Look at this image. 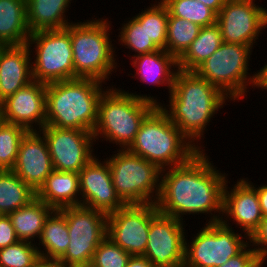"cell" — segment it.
<instances>
[{
  "label": "cell",
  "instance_id": "9",
  "mask_svg": "<svg viewBox=\"0 0 267 267\" xmlns=\"http://www.w3.org/2000/svg\"><path fill=\"white\" fill-rule=\"evenodd\" d=\"M27 45L33 55L34 81L48 84L74 79L71 24L63 29L33 32Z\"/></svg>",
  "mask_w": 267,
  "mask_h": 267
},
{
  "label": "cell",
  "instance_id": "24",
  "mask_svg": "<svg viewBox=\"0 0 267 267\" xmlns=\"http://www.w3.org/2000/svg\"><path fill=\"white\" fill-rule=\"evenodd\" d=\"M30 35L26 0H0V40L7 46L24 45Z\"/></svg>",
  "mask_w": 267,
  "mask_h": 267
},
{
  "label": "cell",
  "instance_id": "18",
  "mask_svg": "<svg viewBox=\"0 0 267 267\" xmlns=\"http://www.w3.org/2000/svg\"><path fill=\"white\" fill-rule=\"evenodd\" d=\"M46 85L33 80L3 100L4 122L41 130L46 125Z\"/></svg>",
  "mask_w": 267,
  "mask_h": 267
},
{
  "label": "cell",
  "instance_id": "22",
  "mask_svg": "<svg viewBox=\"0 0 267 267\" xmlns=\"http://www.w3.org/2000/svg\"><path fill=\"white\" fill-rule=\"evenodd\" d=\"M36 198L53 209L81 205L79 174L54 169L36 191Z\"/></svg>",
  "mask_w": 267,
  "mask_h": 267
},
{
  "label": "cell",
  "instance_id": "34",
  "mask_svg": "<svg viewBox=\"0 0 267 267\" xmlns=\"http://www.w3.org/2000/svg\"><path fill=\"white\" fill-rule=\"evenodd\" d=\"M39 257L36 244L18 241L0 249V267H32Z\"/></svg>",
  "mask_w": 267,
  "mask_h": 267
},
{
  "label": "cell",
  "instance_id": "33",
  "mask_svg": "<svg viewBox=\"0 0 267 267\" xmlns=\"http://www.w3.org/2000/svg\"><path fill=\"white\" fill-rule=\"evenodd\" d=\"M168 17V9L162 2L152 1L146 8V32L153 43L162 50H165L166 45Z\"/></svg>",
  "mask_w": 267,
  "mask_h": 267
},
{
  "label": "cell",
  "instance_id": "36",
  "mask_svg": "<svg viewBox=\"0 0 267 267\" xmlns=\"http://www.w3.org/2000/svg\"><path fill=\"white\" fill-rule=\"evenodd\" d=\"M262 264L257 253L249 243L239 254L231 257L227 262L218 267H259Z\"/></svg>",
  "mask_w": 267,
  "mask_h": 267
},
{
  "label": "cell",
  "instance_id": "1",
  "mask_svg": "<svg viewBox=\"0 0 267 267\" xmlns=\"http://www.w3.org/2000/svg\"><path fill=\"white\" fill-rule=\"evenodd\" d=\"M206 153L200 150L186 163L162 170L156 201L159 212L181 221L199 214L208 216L207 223L221 220L229 174L217 169Z\"/></svg>",
  "mask_w": 267,
  "mask_h": 267
},
{
  "label": "cell",
  "instance_id": "43",
  "mask_svg": "<svg viewBox=\"0 0 267 267\" xmlns=\"http://www.w3.org/2000/svg\"><path fill=\"white\" fill-rule=\"evenodd\" d=\"M205 4L208 8L212 9L216 14H218L221 8L224 6L226 0H197Z\"/></svg>",
  "mask_w": 267,
  "mask_h": 267
},
{
  "label": "cell",
  "instance_id": "6",
  "mask_svg": "<svg viewBox=\"0 0 267 267\" xmlns=\"http://www.w3.org/2000/svg\"><path fill=\"white\" fill-rule=\"evenodd\" d=\"M127 150L156 164L161 170L182 165L199 151L160 106L145 117Z\"/></svg>",
  "mask_w": 267,
  "mask_h": 267
},
{
  "label": "cell",
  "instance_id": "13",
  "mask_svg": "<svg viewBox=\"0 0 267 267\" xmlns=\"http://www.w3.org/2000/svg\"><path fill=\"white\" fill-rule=\"evenodd\" d=\"M39 132L47 142L53 168L58 171L79 173L95 157L94 145H99L94 144L90 131L45 125Z\"/></svg>",
  "mask_w": 267,
  "mask_h": 267
},
{
  "label": "cell",
  "instance_id": "12",
  "mask_svg": "<svg viewBox=\"0 0 267 267\" xmlns=\"http://www.w3.org/2000/svg\"><path fill=\"white\" fill-rule=\"evenodd\" d=\"M256 0H226L217 14L222 42L252 46L267 28V9ZM262 31V32H261ZM256 44V45H255Z\"/></svg>",
  "mask_w": 267,
  "mask_h": 267
},
{
  "label": "cell",
  "instance_id": "15",
  "mask_svg": "<svg viewBox=\"0 0 267 267\" xmlns=\"http://www.w3.org/2000/svg\"><path fill=\"white\" fill-rule=\"evenodd\" d=\"M186 221L158 212L150 221L145 256L155 267H183Z\"/></svg>",
  "mask_w": 267,
  "mask_h": 267
},
{
  "label": "cell",
  "instance_id": "21",
  "mask_svg": "<svg viewBox=\"0 0 267 267\" xmlns=\"http://www.w3.org/2000/svg\"><path fill=\"white\" fill-rule=\"evenodd\" d=\"M130 65L136 71L134 75L130 73L131 77L146 85L165 86L170 94L175 75L179 70L178 60L173 55L166 50L159 49L132 57Z\"/></svg>",
  "mask_w": 267,
  "mask_h": 267
},
{
  "label": "cell",
  "instance_id": "29",
  "mask_svg": "<svg viewBox=\"0 0 267 267\" xmlns=\"http://www.w3.org/2000/svg\"><path fill=\"white\" fill-rule=\"evenodd\" d=\"M141 10L138 14L128 18L129 20L124 19L125 23L123 22L122 27L118 29L120 30L117 35L118 45L129 49V55L130 51L134 52V55L127 56L130 59L140 54L159 50L146 32V8Z\"/></svg>",
  "mask_w": 267,
  "mask_h": 267
},
{
  "label": "cell",
  "instance_id": "7",
  "mask_svg": "<svg viewBox=\"0 0 267 267\" xmlns=\"http://www.w3.org/2000/svg\"><path fill=\"white\" fill-rule=\"evenodd\" d=\"M252 52V46L222 42L194 72L220 89L233 102H239L247 99L249 89L255 90L257 72H249L252 70L249 68Z\"/></svg>",
  "mask_w": 267,
  "mask_h": 267
},
{
  "label": "cell",
  "instance_id": "5",
  "mask_svg": "<svg viewBox=\"0 0 267 267\" xmlns=\"http://www.w3.org/2000/svg\"><path fill=\"white\" fill-rule=\"evenodd\" d=\"M111 23L106 17L71 23L74 79L93 78L107 83L120 67L115 54L117 47H114L110 36L114 27Z\"/></svg>",
  "mask_w": 267,
  "mask_h": 267
},
{
  "label": "cell",
  "instance_id": "8",
  "mask_svg": "<svg viewBox=\"0 0 267 267\" xmlns=\"http://www.w3.org/2000/svg\"><path fill=\"white\" fill-rule=\"evenodd\" d=\"M106 160L112 183L120 199L126 204H156L160 193L162 170L154 163L118 149ZM111 156V157H110Z\"/></svg>",
  "mask_w": 267,
  "mask_h": 267
},
{
  "label": "cell",
  "instance_id": "25",
  "mask_svg": "<svg viewBox=\"0 0 267 267\" xmlns=\"http://www.w3.org/2000/svg\"><path fill=\"white\" fill-rule=\"evenodd\" d=\"M69 231L65 213L54 209L47 217L42 233L36 244L40 257L60 259L69 245Z\"/></svg>",
  "mask_w": 267,
  "mask_h": 267
},
{
  "label": "cell",
  "instance_id": "10",
  "mask_svg": "<svg viewBox=\"0 0 267 267\" xmlns=\"http://www.w3.org/2000/svg\"><path fill=\"white\" fill-rule=\"evenodd\" d=\"M235 231L231 224L226 226L218 221L205 222L193 233L192 240L186 234L183 267H218L239 254L250 241L246 234Z\"/></svg>",
  "mask_w": 267,
  "mask_h": 267
},
{
  "label": "cell",
  "instance_id": "41",
  "mask_svg": "<svg viewBox=\"0 0 267 267\" xmlns=\"http://www.w3.org/2000/svg\"><path fill=\"white\" fill-rule=\"evenodd\" d=\"M32 267H67L63 262L58 259H47L39 257Z\"/></svg>",
  "mask_w": 267,
  "mask_h": 267
},
{
  "label": "cell",
  "instance_id": "38",
  "mask_svg": "<svg viewBox=\"0 0 267 267\" xmlns=\"http://www.w3.org/2000/svg\"><path fill=\"white\" fill-rule=\"evenodd\" d=\"M18 241L10 217L0 215V249L16 244Z\"/></svg>",
  "mask_w": 267,
  "mask_h": 267
},
{
  "label": "cell",
  "instance_id": "4",
  "mask_svg": "<svg viewBox=\"0 0 267 267\" xmlns=\"http://www.w3.org/2000/svg\"><path fill=\"white\" fill-rule=\"evenodd\" d=\"M93 78H75L46 85V125L92 132L101 95L109 86Z\"/></svg>",
  "mask_w": 267,
  "mask_h": 267
},
{
  "label": "cell",
  "instance_id": "20",
  "mask_svg": "<svg viewBox=\"0 0 267 267\" xmlns=\"http://www.w3.org/2000/svg\"><path fill=\"white\" fill-rule=\"evenodd\" d=\"M27 44L8 45L0 54V102L33 81Z\"/></svg>",
  "mask_w": 267,
  "mask_h": 267
},
{
  "label": "cell",
  "instance_id": "16",
  "mask_svg": "<svg viewBox=\"0 0 267 267\" xmlns=\"http://www.w3.org/2000/svg\"><path fill=\"white\" fill-rule=\"evenodd\" d=\"M101 160L96 154L78 173L81 205L109 215L126 204L117 195L107 160Z\"/></svg>",
  "mask_w": 267,
  "mask_h": 267
},
{
  "label": "cell",
  "instance_id": "44",
  "mask_svg": "<svg viewBox=\"0 0 267 267\" xmlns=\"http://www.w3.org/2000/svg\"><path fill=\"white\" fill-rule=\"evenodd\" d=\"M4 123V114H3V107L2 102H0V126Z\"/></svg>",
  "mask_w": 267,
  "mask_h": 267
},
{
  "label": "cell",
  "instance_id": "37",
  "mask_svg": "<svg viewBox=\"0 0 267 267\" xmlns=\"http://www.w3.org/2000/svg\"><path fill=\"white\" fill-rule=\"evenodd\" d=\"M252 248L258 255L260 261L267 264V217H264L259 228L249 238ZM266 261V262H265Z\"/></svg>",
  "mask_w": 267,
  "mask_h": 267
},
{
  "label": "cell",
  "instance_id": "31",
  "mask_svg": "<svg viewBox=\"0 0 267 267\" xmlns=\"http://www.w3.org/2000/svg\"><path fill=\"white\" fill-rule=\"evenodd\" d=\"M169 16L184 18L201 27L217 23V14L197 0H163Z\"/></svg>",
  "mask_w": 267,
  "mask_h": 267
},
{
  "label": "cell",
  "instance_id": "35",
  "mask_svg": "<svg viewBox=\"0 0 267 267\" xmlns=\"http://www.w3.org/2000/svg\"><path fill=\"white\" fill-rule=\"evenodd\" d=\"M131 255L108 236L96 248L89 267H126Z\"/></svg>",
  "mask_w": 267,
  "mask_h": 267
},
{
  "label": "cell",
  "instance_id": "39",
  "mask_svg": "<svg viewBox=\"0 0 267 267\" xmlns=\"http://www.w3.org/2000/svg\"><path fill=\"white\" fill-rule=\"evenodd\" d=\"M245 179L257 190L262 215L263 217H267V184L265 183L260 186L254 185L255 183L248 179V177H245Z\"/></svg>",
  "mask_w": 267,
  "mask_h": 267
},
{
  "label": "cell",
  "instance_id": "14",
  "mask_svg": "<svg viewBox=\"0 0 267 267\" xmlns=\"http://www.w3.org/2000/svg\"><path fill=\"white\" fill-rule=\"evenodd\" d=\"M156 204H130L108 215L107 236L131 256L144 255Z\"/></svg>",
  "mask_w": 267,
  "mask_h": 267
},
{
  "label": "cell",
  "instance_id": "2",
  "mask_svg": "<svg viewBox=\"0 0 267 267\" xmlns=\"http://www.w3.org/2000/svg\"><path fill=\"white\" fill-rule=\"evenodd\" d=\"M168 97L169 104L160 107L197 150H206L201 143L211 119L232 100L194 71L182 70L177 71Z\"/></svg>",
  "mask_w": 267,
  "mask_h": 267
},
{
  "label": "cell",
  "instance_id": "11",
  "mask_svg": "<svg viewBox=\"0 0 267 267\" xmlns=\"http://www.w3.org/2000/svg\"><path fill=\"white\" fill-rule=\"evenodd\" d=\"M61 210L66 216L70 241L59 260L67 267H89L96 248L107 236L108 215L84 205Z\"/></svg>",
  "mask_w": 267,
  "mask_h": 267
},
{
  "label": "cell",
  "instance_id": "28",
  "mask_svg": "<svg viewBox=\"0 0 267 267\" xmlns=\"http://www.w3.org/2000/svg\"><path fill=\"white\" fill-rule=\"evenodd\" d=\"M36 199V191L12 170H0V215L29 205Z\"/></svg>",
  "mask_w": 267,
  "mask_h": 267
},
{
  "label": "cell",
  "instance_id": "26",
  "mask_svg": "<svg viewBox=\"0 0 267 267\" xmlns=\"http://www.w3.org/2000/svg\"><path fill=\"white\" fill-rule=\"evenodd\" d=\"M53 210L48 204L36 198L29 205L10 213L8 216L12 221L19 241L34 242V244H37L44 223Z\"/></svg>",
  "mask_w": 267,
  "mask_h": 267
},
{
  "label": "cell",
  "instance_id": "40",
  "mask_svg": "<svg viewBox=\"0 0 267 267\" xmlns=\"http://www.w3.org/2000/svg\"><path fill=\"white\" fill-rule=\"evenodd\" d=\"M126 267H155V266L145 256L135 255L129 258Z\"/></svg>",
  "mask_w": 267,
  "mask_h": 267
},
{
  "label": "cell",
  "instance_id": "30",
  "mask_svg": "<svg viewBox=\"0 0 267 267\" xmlns=\"http://www.w3.org/2000/svg\"><path fill=\"white\" fill-rule=\"evenodd\" d=\"M201 28L184 18L169 16L165 50L178 60L199 35Z\"/></svg>",
  "mask_w": 267,
  "mask_h": 267
},
{
  "label": "cell",
  "instance_id": "23",
  "mask_svg": "<svg viewBox=\"0 0 267 267\" xmlns=\"http://www.w3.org/2000/svg\"><path fill=\"white\" fill-rule=\"evenodd\" d=\"M71 3L72 0H26L30 32L66 28L73 22L66 14Z\"/></svg>",
  "mask_w": 267,
  "mask_h": 267
},
{
  "label": "cell",
  "instance_id": "45",
  "mask_svg": "<svg viewBox=\"0 0 267 267\" xmlns=\"http://www.w3.org/2000/svg\"><path fill=\"white\" fill-rule=\"evenodd\" d=\"M6 47L7 45L2 40H0V54Z\"/></svg>",
  "mask_w": 267,
  "mask_h": 267
},
{
  "label": "cell",
  "instance_id": "17",
  "mask_svg": "<svg viewBox=\"0 0 267 267\" xmlns=\"http://www.w3.org/2000/svg\"><path fill=\"white\" fill-rule=\"evenodd\" d=\"M228 183L230 184V181L227 180L220 221L226 226L230 225L229 222H233L236 224V228L250 238L264 218L257 190L243 176L237 179L236 184L231 185V187L228 186Z\"/></svg>",
  "mask_w": 267,
  "mask_h": 267
},
{
  "label": "cell",
  "instance_id": "42",
  "mask_svg": "<svg viewBox=\"0 0 267 267\" xmlns=\"http://www.w3.org/2000/svg\"><path fill=\"white\" fill-rule=\"evenodd\" d=\"M255 88L258 90L261 89L262 91L266 90L267 92V62L260 68V70H257V82Z\"/></svg>",
  "mask_w": 267,
  "mask_h": 267
},
{
  "label": "cell",
  "instance_id": "3",
  "mask_svg": "<svg viewBox=\"0 0 267 267\" xmlns=\"http://www.w3.org/2000/svg\"><path fill=\"white\" fill-rule=\"evenodd\" d=\"M136 93L115 85L106 88L98 103L97 122L92 131L95 144L101 139L118 149L131 145L145 117L161 105L156 96Z\"/></svg>",
  "mask_w": 267,
  "mask_h": 267
},
{
  "label": "cell",
  "instance_id": "27",
  "mask_svg": "<svg viewBox=\"0 0 267 267\" xmlns=\"http://www.w3.org/2000/svg\"><path fill=\"white\" fill-rule=\"evenodd\" d=\"M221 44V29L217 23L202 27L199 35L178 59V69L182 71H194L202 62L212 55Z\"/></svg>",
  "mask_w": 267,
  "mask_h": 267
},
{
  "label": "cell",
  "instance_id": "32",
  "mask_svg": "<svg viewBox=\"0 0 267 267\" xmlns=\"http://www.w3.org/2000/svg\"><path fill=\"white\" fill-rule=\"evenodd\" d=\"M28 130L20 125L4 122L0 126V170H12L22 138Z\"/></svg>",
  "mask_w": 267,
  "mask_h": 267
},
{
  "label": "cell",
  "instance_id": "19",
  "mask_svg": "<svg viewBox=\"0 0 267 267\" xmlns=\"http://www.w3.org/2000/svg\"><path fill=\"white\" fill-rule=\"evenodd\" d=\"M53 170L44 136L39 131H28L20 142L12 171L37 191Z\"/></svg>",
  "mask_w": 267,
  "mask_h": 267
}]
</instances>
